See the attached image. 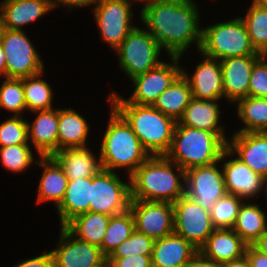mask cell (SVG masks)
I'll list each match as a JSON object with an SVG mask.
<instances>
[{
	"label": "cell",
	"mask_w": 267,
	"mask_h": 267,
	"mask_svg": "<svg viewBox=\"0 0 267 267\" xmlns=\"http://www.w3.org/2000/svg\"><path fill=\"white\" fill-rule=\"evenodd\" d=\"M227 142L225 133H212L177 122L170 149L165 156L187 171L219 162Z\"/></svg>",
	"instance_id": "cell-5"
},
{
	"label": "cell",
	"mask_w": 267,
	"mask_h": 267,
	"mask_svg": "<svg viewBox=\"0 0 267 267\" xmlns=\"http://www.w3.org/2000/svg\"><path fill=\"white\" fill-rule=\"evenodd\" d=\"M193 99L188 81L181 74L155 101L153 106L178 122Z\"/></svg>",
	"instance_id": "cell-29"
},
{
	"label": "cell",
	"mask_w": 267,
	"mask_h": 267,
	"mask_svg": "<svg viewBox=\"0 0 267 267\" xmlns=\"http://www.w3.org/2000/svg\"><path fill=\"white\" fill-rule=\"evenodd\" d=\"M170 63L162 62L158 67L133 78L135 89L131 96L125 99L128 103L137 105H153L158 97L169 88L182 74L179 56H169ZM172 62V63H171Z\"/></svg>",
	"instance_id": "cell-12"
},
{
	"label": "cell",
	"mask_w": 267,
	"mask_h": 267,
	"mask_svg": "<svg viewBox=\"0 0 267 267\" xmlns=\"http://www.w3.org/2000/svg\"><path fill=\"white\" fill-rule=\"evenodd\" d=\"M51 1V8L54 9L57 6H63L67 9H74L76 7H89L94 6L97 4L98 0H50Z\"/></svg>",
	"instance_id": "cell-44"
},
{
	"label": "cell",
	"mask_w": 267,
	"mask_h": 267,
	"mask_svg": "<svg viewBox=\"0 0 267 267\" xmlns=\"http://www.w3.org/2000/svg\"><path fill=\"white\" fill-rule=\"evenodd\" d=\"M107 267H152L151 256L108 257Z\"/></svg>",
	"instance_id": "cell-42"
},
{
	"label": "cell",
	"mask_w": 267,
	"mask_h": 267,
	"mask_svg": "<svg viewBox=\"0 0 267 267\" xmlns=\"http://www.w3.org/2000/svg\"><path fill=\"white\" fill-rule=\"evenodd\" d=\"M90 201L91 177L68 180L64 197L56 207L61 227L74 217L89 212Z\"/></svg>",
	"instance_id": "cell-26"
},
{
	"label": "cell",
	"mask_w": 267,
	"mask_h": 267,
	"mask_svg": "<svg viewBox=\"0 0 267 267\" xmlns=\"http://www.w3.org/2000/svg\"><path fill=\"white\" fill-rule=\"evenodd\" d=\"M163 49L155 38L146 30L135 27L123 42L115 49L119 66L132 80L148 70L158 67Z\"/></svg>",
	"instance_id": "cell-7"
},
{
	"label": "cell",
	"mask_w": 267,
	"mask_h": 267,
	"mask_svg": "<svg viewBox=\"0 0 267 267\" xmlns=\"http://www.w3.org/2000/svg\"><path fill=\"white\" fill-rule=\"evenodd\" d=\"M134 231L135 221L130 209L124 213L110 216L107 230L100 246L103 254L108 258Z\"/></svg>",
	"instance_id": "cell-33"
},
{
	"label": "cell",
	"mask_w": 267,
	"mask_h": 267,
	"mask_svg": "<svg viewBox=\"0 0 267 267\" xmlns=\"http://www.w3.org/2000/svg\"><path fill=\"white\" fill-rule=\"evenodd\" d=\"M24 116H11L0 124V147L16 144H30L28 140V121Z\"/></svg>",
	"instance_id": "cell-39"
},
{
	"label": "cell",
	"mask_w": 267,
	"mask_h": 267,
	"mask_svg": "<svg viewBox=\"0 0 267 267\" xmlns=\"http://www.w3.org/2000/svg\"><path fill=\"white\" fill-rule=\"evenodd\" d=\"M203 60L196 66L195 72L190 77L185 68L182 75L188 81L194 99L221 100L224 98L222 88L221 62L198 51Z\"/></svg>",
	"instance_id": "cell-17"
},
{
	"label": "cell",
	"mask_w": 267,
	"mask_h": 267,
	"mask_svg": "<svg viewBox=\"0 0 267 267\" xmlns=\"http://www.w3.org/2000/svg\"><path fill=\"white\" fill-rule=\"evenodd\" d=\"M0 108L13 112L14 116H23L26 102L22 78L4 77L0 86Z\"/></svg>",
	"instance_id": "cell-37"
},
{
	"label": "cell",
	"mask_w": 267,
	"mask_h": 267,
	"mask_svg": "<svg viewBox=\"0 0 267 267\" xmlns=\"http://www.w3.org/2000/svg\"><path fill=\"white\" fill-rule=\"evenodd\" d=\"M43 73L22 78L26 110L31 112L54 108L52 106L54 91H52L47 81L41 79Z\"/></svg>",
	"instance_id": "cell-34"
},
{
	"label": "cell",
	"mask_w": 267,
	"mask_h": 267,
	"mask_svg": "<svg viewBox=\"0 0 267 267\" xmlns=\"http://www.w3.org/2000/svg\"><path fill=\"white\" fill-rule=\"evenodd\" d=\"M154 241V239L135 230L109 257H127L139 254L151 256Z\"/></svg>",
	"instance_id": "cell-40"
},
{
	"label": "cell",
	"mask_w": 267,
	"mask_h": 267,
	"mask_svg": "<svg viewBox=\"0 0 267 267\" xmlns=\"http://www.w3.org/2000/svg\"><path fill=\"white\" fill-rule=\"evenodd\" d=\"M109 103L125 118L137 135L143 148L150 154L165 155L171 146L176 121L157 110L153 105L128 103L114 90Z\"/></svg>",
	"instance_id": "cell-3"
},
{
	"label": "cell",
	"mask_w": 267,
	"mask_h": 267,
	"mask_svg": "<svg viewBox=\"0 0 267 267\" xmlns=\"http://www.w3.org/2000/svg\"><path fill=\"white\" fill-rule=\"evenodd\" d=\"M52 157L63 168L68 180L92 177L103 169L100 157L97 159L87 147L56 151Z\"/></svg>",
	"instance_id": "cell-24"
},
{
	"label": "cell",
	"mask_w": 267,
	"mask_h": 267,
	"mask_svg": "<svg viewBox=\"0 0 267 267\" xmlns=\"http://www.w3.org/2000/svg\"><path fill=\"white\" fill-rule=\"evenodd\" d=\"M248 244L233 229H214L199 252L206 258L222 264L246 255Z\"/></svg>",
	"instance_id": "cell-21"
},
{
	"label": "cell",
	"mask_w": 267,
	"mask_h": 267,
	"mask_svg": "<svg viewBox=\"0 0 267 267\" xmlns=\"http://www.w3.org/2000/svg\"><path fill=\"white\" fill-rule=\"evenodd\" d=\"M259 57L261 60L267 62V44L259 52Z\"/></svg>",
	"instance_id": "cell-50"
},
{
	"label": "cell",
	"mask_w": 267,
	"mask_h": 267,
	"mask_svg": "<svg viewBox=\"0 0 267 267\" xmlns=\"http://www.w3.org/2000/svg\"><path fill=\"white\" fill-rule=\"evenodd\" d=\"M130 180L133 200L173 204L185 195V170L165 155L150 156L130 176Z\"/></svg>",
	"instance_id": "cell-2"
},
{
	"label": "cell",
	"mask_w": 267,
	"mask_h": 267,
	"mask_svg": "<svg viewBox=\"0 0 267 267\" xmlns=\"http://www.w3.org/2000/svg\"><path fill=\"white\" fill-rule=\"evenodd\" d=\"M110 112L98 155L103 169L116 172L115 169L125 168L130 177L150 154L143 148L130 124L112 105Z\"/></svg>",
	"instance_id": "cell-4"
},
{
	"label": "cell",
	"mask_w": 267,
	"mask_h": 267,
	"mask_svg": "<svg viewBox=\"0 0 267 267\" xmlns=\"http://www.w3.org/2000/svg\"><path fill=\"white\" fill-rule=\"evenodd\" d=\"M246 257L251 267H267V255L260 253L252 245H248Z\"/></svg>",
	"instance_id": "cell-45"
},
{
	"label": "cell",
	"mask_w": 267,
	"mask_h": 267,
	"mask_svg": "<svg viewBox=\"0 0 267 267\" xmlns=\"http://www.w3.org/2000/svg\"><path fill=\"white\" fill-rule=\"evenodd\" d=\"M265 191H266V192H265V195H266V199H265V200H266V202H267V179H266V189H265Z\"/></svg>",
	"instance_id": "cell-54"
},
{
	"label": "cell",
	"mask_w": 267,
	"mask_h": 267,
	"mask_svg": "<svg viewBox=\"0 0 267 267\" xmlns=\"http://www.w3.org/2000/svg\"><path fill=\"white\" fill-rule=\"evenodd\" d=\"M50 0H3L0 5V23L5 29L23 30L25 25L47 15Z\"/></svg>",
	"instance_id": "cell-20"
},
{
	"label": "cell",
	"mask_w": 267,
	"mask_h": 267,
	"mask_svg": "<svg viewBox=\"0 0 267 267\" xmlns=\"http://www.w3.org/2000/svg\"><path fill=\"white\" fill-rule=\"evenodd\" d=\"M109 220L108 215L89 211L74 217L64 227L79 240L100 247Z\"/></svg>",
	"instance_id": "cell-30"
},
{
	"label": "cell",
	"mask_w": 267,
	"mask_h": 267,
	"mask_svg": "<svg viewBox=\"0 0 267 267\" xmlns=\"http://www.w3.org/2000/svg\"><path fill=\"white\" fill-rule=\"evenodd\" d=\"M249 96L267 98V62L261 59L254 64L251 71Z\"/></svg>",
	"instance_id": "cell-41"
},
{
	"label": "cell",
	"mask_w": 267,
	"mask_h": 267,
	"mask_svg": "<svg viewBox=\"0 0 267 267\" xmlns=\"http://www.w3.org/2000/svg\"><path fill=\"white\" fill-rule=\"evenodd\" d=\"M1 45L7 78H26L44 72V63L24 30L3 28Z\"/></svg>",
	"instance_id": "cell-9"
},
{
	"label": "cell",
	"mask_w": 267,
	"mask_h": 267,
	"mask_svg": "<svg viewBox=\"0 0 267 267\" xmlns=\"http://www.w3.org/2000/svg\"><path fill=\"white\" fill-rule=\"evenodd\" d=\"M259 55L228 57L221 60L222 88L229 103L249 96V83L254 64Z\"/></svg>",
	"instance_id": "cell-18"
},
{
	"label": "cell",
	"mask_w": 267,
	"mask_h": 267,
	"mask_svg": "<svg viewBox=\"0 0 267 267\" xmlns=\"http://www.w3.org/2000/svg\"><path fill=\"white\" fill-rule=\"evenodd\" d=\"M133 1H135V2H136V1H137V2H138V1H139V2H143V4H145V3H147L149 0H132V2H133Z\"/></svg>",
	"instance_id": "cell-53"
},
{
	"label": "cell",
	"mask_w": 267,
	"mask_h": 267,
	"mask_svg": "<svg viewBox=\"0 0 267 267\" xmlns=\"http://www.w3.org/2000/svg\"><path fill=\"white\" fill-rule=\"evenodd\" d=\"M183 267H221V265L204 257L198 251Z\"/></svg>",
	"instance_id": "cell-46"
},
{
	"label": "cell",
	"mask_w": 267,
	"mask_h": 267,
	"mask_svg": "<svg viewBox=\"0 0 267 267\" xmlns=\"http://www.w3.org/2000/svg\"><path fill=\"white\" fill-rule=\"evenodd\" d=\"M227 148L252 171L267 179V132H234Z\"/></svg>",
	"instance_id": "cell-19"
},
{
	"label": "cell",
	"mask_w": 267,
	"mask_h": 267,
	"mask_svg": "<svg viewBox=\"0 0 267 267\" xmlns=\"http://www.w3.org/2000/svg\"><path fill=\"white\" fill-rule=\"evenodd\" d=\"M197 3L192 0H149L142 6L140 20L169 56H179L192 43L202 42Z\"/></svg>",
	"instance_id": "cell-1"
},
{
	"label": "cell",
	"mask_w": 267,
	"mask_h": 267,
	"mask_svg": "<svg viewBox=\"0 0 267 267\" xmlns=\"http://www.w3.org/2000/svg\"><path fill=\"white\" fill-rule=\"evenodd\" d=\"M174 233L199 249L215 229L209 211L187 195L173 203Z\"/></svg>",
	"instance_id": "cell-11"
},
{
	"label": "cell",
	"mask_w": 267,
	"mask_h": 267,
	"mask_svg": "<svg viewBox=\"0 0 267 267\" xmlns=\"http://www.w3.org/2000/svg\"><path fill=\"white\" fill-rule=\"evenodd\" d=\"M89 125L85 118L71 108L59 109L58 151L87 146Z\"/></svg>",
	"instance_id": "cell-28"
},
{
	"label": "cell",
	"mask_w": 267,
	"mask_h": 267,
	"mask_svg": "<svg viewBox=\"0 0 267 267\" xmlns=\"http://www.w3.org/2000/svg\"><path fill=\"white\" fill-rule=\"evenodd\" d=\"M36 164L43 167L37 189V204L53 201L57 207L64 197L68 178L63 168L52 156H40Z\"/></svg>",
	"instance_id": "cell-25"
},
{
	"label": "cell",
	"mask_w": 267,
	"mask_h": 267,
	"mask_svg": "<svg viewBox=\"0 0 267 267\" xmlns=\"http://www.w3.org/2000/svg\"><path fill=\"white\" fill-rule=\"evenodd\" d=\"M12 267H54V259L50 251L34 258L25 259Z\"/></svg>",
	"instance_id": "cell-43"
},
{
	"label": "cell",
	"mask_w": 267,
	"mask_h": 267,
	"mask_svg": "<svg viewBox=\"0 0 267 267\" xmlns=\"http://www.w3.org/2000/svg\"><path fill=\"white\" fill-rule=\"evenodd\" d=\"M199 51L220 61L228 57L259 55L241 17L202 28Z\"/></svg>",
	"instance_id": "cell-6"
},
{
	"label": "cell",
	"mask_w": 267,
	"mask_h": 267,
	"mask_svg": "<svg viewBox=\"0 0 267 267\" xmlns=\"http://www.w3.org/2000/svg\"><path fill=\"white\" fill-rule=\"evenodd\" d=\"M233 156L235 155L226 148L219 160L221 163L224 162L220 166L223 171L226 192L249 201V198L257 197L263 189H266V179L252 171L238 157H234V159Z\"/></svg>",
	"instance_id": "cell-16"
},
{
	"label": "cell",
	"mask_w": 267,
	"mask_h": 267,
	"mask_svg": "<svg viewBox=\"0 0 267 267\" xmlns=\"http://www.w3.org/2000/svg\"><path fill=\"white\" fill-rule=\"evenodd\" d=\"M241 18L247 27L252 46L260 52L267 44V9L252 1L247 9V15Z\"/></svg>",
	"instance_id": "cell-36"
},
{
	"label": "cell",
	"mask_w": 267,
	"mask_h": 267,
	"mask_svg": "<svg viewBox=\"0 0 267 267\" xmlns=\"http://www.w3.org/2000/svg\"><path fill=\"white\" fill-rule=\"evenodd\" d=\"M255 4L267 9V0H253Z\"/></svg>",
	"instance_id": "cell-51"
},
{
	"label": "cell",
	"mask_w": 267,
	"mask_h": 267,
	"mask_svg": "<svg viewBox=\"0 0 267 267\" xmlns=\"http://www.w3.org/2000/svg\"><path fill=\"white\" fill-rule=\"evenodd\" d=\"M35 120L28 124V140H31L38 157L52 156L58 151L59 109L34 111Z\"/></svg>",
	"instance_id": "cell-22"
},
{
	"label": "cell",
	"mask_w": 267,
	"mask_h": 267,
	"mask_svg": "<svg viewBox=\"0 0 267 267\" xmlns=\"http://www.w3.org/2000/svg\"><path fill=\"white\" fill-rule=\"evenodd\" d=\"M198 251L192 243L173 232L154 241L152 267H183Z\"/></svg>",
	"instance_id": "cell-23"
},
{
	"label": "cell",
	"mask_w": 267,
	"mask_h": 267,
	"mask_svg": "<svg viewBox=\"0 0 267 267\" xmlns=\"http://www.w3.org/2000/svg\"><path fill=\"white\" fill-rule=\"evenodd\" d=\"M2 34H3V27L0 23V44H1Z\"/></svg>",
	"instance_id": "cell-52"
},
{
	"label": "cell",
	"mask_w": 267,
	"mask_h": 267,
	"mask_svg": "<svg viewBox=\"0 0 267 267\" xmlns=\"http://www.w3.org/2000/svg\"><path fill=\"white\" fill-rule=\"evenodd\" d=\"M237 104V117L244 124L235 132H267V98L248 96Z\"/></svg>",
	"instance_id": "cell-32"
},
{
	"label": "cell",
	"mask_w": 267,
	"mask_h": 267,
	"mask_svg": "<svg viewBox=\"0 0 267 267\" xmlns=\"http://www.w3.org/2000/svg\"><path fill=\"white\" fill-rule=\"evenodd\" d=\"M0 76L6 77V57L2 45L0 44Z\"/></svg>",
	"instance_id": "cell-49"
},
{
	"label": "cell",
	"mask_w": 267,
	"mask_h": 267,
	"mask_svg": "<svg viewBox=\"0 0 267 267\" xmlns=\"http://www.w3.org/2000/svg\"><path fill=\"white\" fill-rule=\"evenodd\" d=\"M59 232L60 239L51 251L54 267H107V257L99 246L79 240L65 227Z\"/></svg>",
	"instance_id": "cell-13"
},
{
	"label": "cell",
	"mask_w": 267,
	"mask_h": 267,
	"mask_svg": "<svg viewBox=\"0 0 267 267\" xmlns=\"http://www.w3.org/2000/svg\"><path fill=\"white\" fill-rule=\"evenodd\" d=\"M130 0H98L94 6L95 21L101 38L115 50L136 27Z\"/></svg>",
	"instance_id": "cell-10"
},
{
	"label": "cell",
	"mask_w": 267,
	"mask_h": 267,
	"mask_svg": "<svg viewBox=\"0 0 267 267\" xmlns=\"http://www.w3.org/2000/svg\"><path fill=\"white\" fill-rule=\"evenodd\" d=\"M131 180L120 179L119 174L101 169L91 177V201L89 211L114 216L130 209Z\"/></svg>",
	"instance_id": "cell-8"
},
{
	"label": "cell",
	"mask_w": 267,
	"mask_h": 267,
	"mask_svg": "<svg viewBox=\"0 0 267 267\" xmlns=\"http://www.w3.org/2000/svg\"><path fill=\"white\" fill-rule=\"evenodd\" d=\"M232 229L248 245H252L267 229V214L258 203L244 201Z\"/></svg>",
	"instance_id": "cell-31"
},
{
	"label": "cell",
	"mask_w": 267,
	"mask_h": 267,
	"mask_svg": "<svg viewBox=\"0 0 267 267\" xmlns=\"http://www.w3.org/2000/svg\"><path fill=\"white\" fill-rule=\"evenodd\" d=\"M32 149L28 144H16L0 147V163L2 166L15 173H22L32 163H36Z\"/></svg>",
	"instance_id": "cell-38"
},
{
	"label": "cell",
	"mask_w": 267,
	"mask_h": 267,
	"mask_svg": "<svg viewBox=\"0 0 267 267\" xmlns=\"http://www.w3.org/2000/svg\"><path fill=\"white\" fill-rule=\"evenodd\" d=\"M135 230L157 240L174 232V208L169 202L131 199Z\"/></svg>",
	"instance_id": "cell-14"
},
{
	"label": "cell",
	"mask_w": 267,
	"mask_h": 267,
	"mask_svg": "<svg viewBox=\"0 0 267 267\" xmlns=\"http://www.w3.org/2000/svg\"><path fill=\"white\" fill-rule=\"evenodd\" d=\"M219 101L193 98L178 122L181 125L212 133H225L224 127L219 125L221 114Z\"/></svg>",
	"instance_id": "cell-27"
},
{
	"label": "cell",
	"mask_w": 267,
	"mask_h": 267,
	"mask_svg": "<svg viewBox=\"0 0 267 267\" xmlns=\"http://www.w3.org/2000/svg\"><path fill=\"white\" fill-rule=\"evenodd\" d=\"M220 265H221V267H251L246 255L242 256L241 258L235 259V260L224 262Z\"/></svg>",
	"instance_id": "cell-48"
},
{
	"label": "cell",
	"mask_w": 267,
	"mask_h": 267,
	"mask_svg": "<svg viewBox=\"0 0 267 267\" xmlns=\"http://www.w3.org/2000/svg\"><path fill=\"white\" fill-rule=\"evenodd\" d=\"M218 163L185 171V195L208 211L227 193L223 171L217 167Z\"/></svg>",
	"instance_id": "cell-15"
},
{
	"label": "cell",
	"mask_w": 267,
	"mask_h": 267,
	"mask_svg": "<svg viewBox=\"0 0 267 267\" xmlns=\"http://www.w3.org/2000/svg\"><path fill=\"white\" fill-rule=\"evenodd\" d=\"M244 201V199L229 193L218 199L209 210L213 227L215 229H232Z\"/></svg>",
	"instance_id": "cell-35"
},
{
	"label": "cell",
	"mask_w": 267,
	"mask_h": 267,
	"mask_svg": "<svg viewBox=\"0 0 267 267\" xmlns=\"http://www.w3.org/2000/svg\"><path fill=\"white\" fill-rule=\"evenodd\" d=\"M252 246L260 253L267 255V229L265 232L252 244Z\"/></svg>",
	"instance_id": "cell-47"
}]
</instances>
